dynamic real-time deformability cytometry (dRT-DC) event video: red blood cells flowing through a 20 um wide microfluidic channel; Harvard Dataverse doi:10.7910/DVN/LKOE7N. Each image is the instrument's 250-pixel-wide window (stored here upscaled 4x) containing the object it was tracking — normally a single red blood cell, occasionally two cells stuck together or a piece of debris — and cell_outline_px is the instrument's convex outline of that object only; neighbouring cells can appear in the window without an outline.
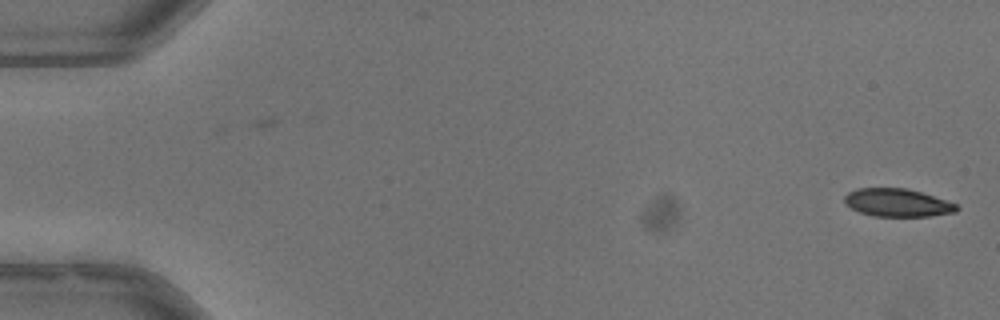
{"species": "common noctule bat (a hibernating species)", "species_latin": "Nyctalus noctula", "temperature_condition": "warm", "stored_images_in_passage": 52, "camera_frame_rate_fps": 3000, "um_per_image_px": 0.085, "animal": {"sex": "male", "body_mass_g": 13.3}, "frame": {"image": 1, "passage_image": 1, "time_ms": 0.0, "image_size_px": [1000, 320], "cell_outline_px": [[960, 208], [956, 212], [928, 216], [872, 216], [860, 212], [844, 204], [844, 196], [848, 192], [856, 188], [904, 188], [920, 192], [956, 204]], "centroid_in_image_um": [76.23, 17.23], "position_along_channel_um": 8.8, "area_um2": 18.15}}
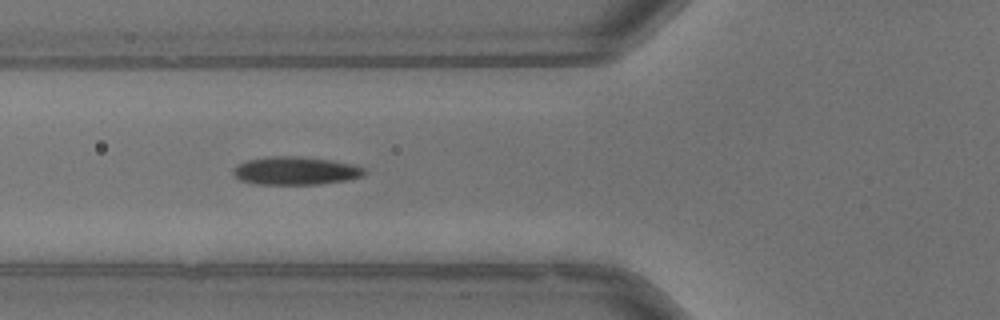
{"frame": {"image": 2, "passage_image": 20, "time_ms": 6.333, "image_size_px": [1000, 320], "cell_outline_px": [[368, 172], [364, 176], [348, 180], [320, 184], [256, 184], [240, 180], [232, 172], [232, 168], [236, 164], [248, 160], [272, 156], [300, 156], [332, 160], [352, 164], [364, 168]], "centroid_in_image_um": [25.14, 14.51], "position_along_channel_um": 100.7, "area_um2": 21.68}}
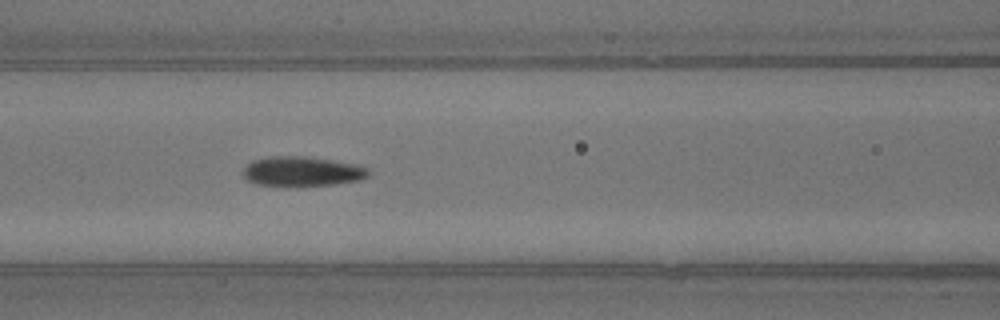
{"frame": {"image": 3, "passage_image": 23, "time_ms": 7.333, "image_size_px": [1000, 320], "cell_outline_px": [[372, 172], [368, 176], [360, 180], [336, 184], [296, 188], [256, 184], [248, 180], [240, 172], [252, 160], [268, 156], [304, 156], [332, 160], [356, 164], [368, 168]], "centroid_in_image_um": [25.67, 14.59], "position_along_channel_um": 140.9, "area_um2": 22.48}, "authors_computed_cell_mechanics": {"area_um2": 20.9525, "velocity_mm_per_s": 3.9813, "shape_relaxation_time_tau1_ms": 3.9129, "shape_relaxation_time_tau2_ms": 2.1367, "deformation_change_tau1": 0.1333, "deformation_change_tau2": 0.0617}}